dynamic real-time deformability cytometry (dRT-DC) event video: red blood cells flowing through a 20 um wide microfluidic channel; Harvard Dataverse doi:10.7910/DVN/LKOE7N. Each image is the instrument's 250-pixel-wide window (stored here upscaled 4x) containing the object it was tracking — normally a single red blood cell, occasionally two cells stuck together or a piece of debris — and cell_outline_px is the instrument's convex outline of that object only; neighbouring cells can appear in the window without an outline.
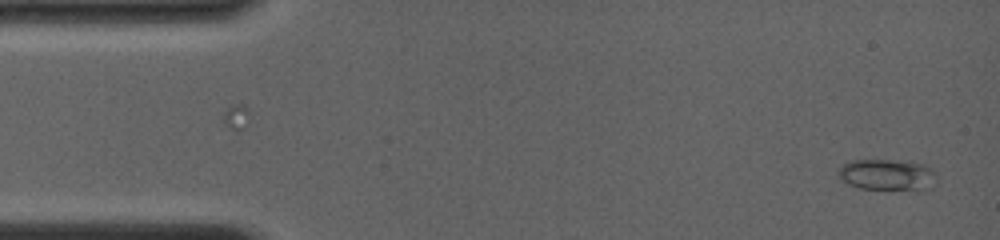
{"species": "common noctule bat (a hibernating species)", "species_latin": "Nyctalus noctula", "temperature_condition": "room temperature", "stored_images_in_passage": 36, "camera_frame_rate_fps": 4000, "um_per_image_px": 0.085, "animal": {"sex": "female", "body_mass_g": 19.0, "forearm_length_mm": 56.7}, "frame": {"image": 1, "passage_image": 1, "time_ms": 0.0, "image_size_px": [1000, 240], "cell_outline_px": [[936, 184], [932, 188], [916, 192], [860, 188], [848, 184], [836, 176], [836, 172], [844, 164], [852, 160], [888, 160], [924, 164], [932, 168], [936, 176]], "centroid_in_image_um": [75.46, 14.91], "position_along_channel_um": 9.5, "area_um2": 18.55}}
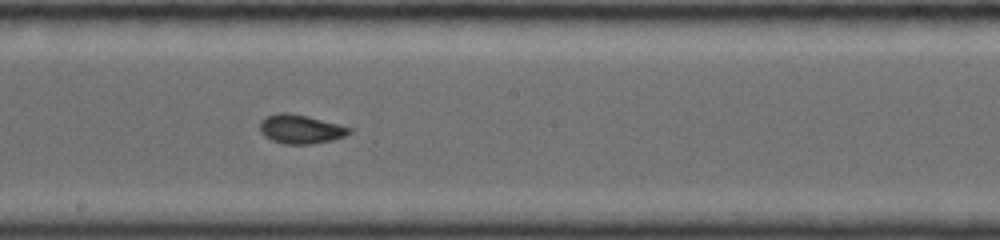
{"frame": {"image": 2, "passage_image": 18, "time_ms": 8.0, "image_size_px": [1000, 240], "cell_outline_px": [[356, 128], [352, 132], [344, 136], [332, 140], [312, 144], [284, 144], [272, 140], [264, 136], [260, 132], [260, 124], [264, 116], [280, 112], [288, 112], [308, 116]], "centroid_in_image_um": [25.58, 10.96], "position_along_channel_um": 222.6, "area_um2": 15.37}}
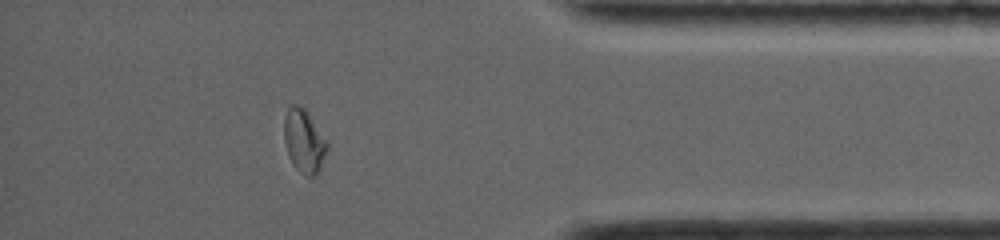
{"frame": {"image": 3, "passage_image": 31, "time_ms": 13.0, "image_size_px": [1000, 240], "cell_outline_px": [[328, 148], [320, 168], [316, 176], [308, 176], [300, 172], [292, 164], [288, 156], [284, 140], [284, 120], [288, 108], [292, 104], [296, 104], [304, 108], [308, 112], [328, 140]], "centroid_in_image_um": [25.85, 11.98], "position_along_channel_um": 409.3, "area_um2": 16.07}, "authors_computed_cell_mechanics": {"area_um2": 15.1725, "velocity_mm_per_s": 4.0689, "shape_relaxation_time_tau1_ms": null, "shape_relaxation_time_tau2_ms": 0.8493, "deformation_change_tau1": null, "deformation_change_tau2": 0.0489}}